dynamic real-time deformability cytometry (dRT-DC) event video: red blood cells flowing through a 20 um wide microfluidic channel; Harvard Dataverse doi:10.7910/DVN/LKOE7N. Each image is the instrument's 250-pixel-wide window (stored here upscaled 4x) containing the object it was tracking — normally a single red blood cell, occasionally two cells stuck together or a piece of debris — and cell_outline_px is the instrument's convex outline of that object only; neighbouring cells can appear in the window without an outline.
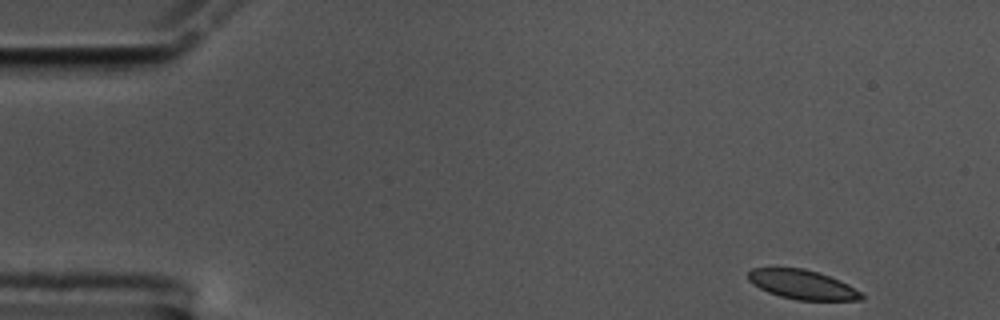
{"species": "common noctule bat (a hibernating species)", "species_latin": "Nyctalus noctula", "temperature_condition": "cold", "stored_images_in_passage": 54, "camera_frame_rate_fps": 3000, "um_per_image_px": 0.085, "animal": {"sex": "male", "body_mass_g": 17.5, "forearm_length_mm": 52.3}, "frame": {"image": 1, "passage_image": 1, "time_ms": 0.0, "image_size_px": [1000, 320], "cell_outline_px": [[864, 300], [796, 300], [780, 296], [768, 292], [752, 284], [748, 280], [748, 272], [752, 268], [804, 268], [840, 280], [848, 284], [860, 292], [864, 296]], "centroid_in_image_um": [68.19, 24.19], "position_along_channel_um": 16.8, "area_um2": 19.25}}
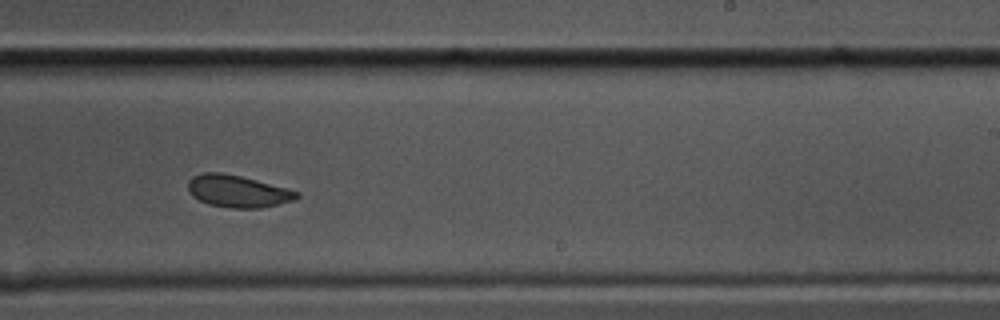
{"frame": {"image": 2, "passage_image": 32, "time_ms": 10.333, "image_size_px": [1000, 320], "cell_outline_px": [[300, 196], [292, 200], [260, 208], [232, 208], [208, 204], [192, 196], [188, 192], [188, 180], [192, 176], [204, 172], [220, 172], [240, 176], [288, 188], [300, 192]], "centroid_in_image_um": [20.18, 16.25], "position_along_channel_um": 268.8, "area_um2": 20.29}}
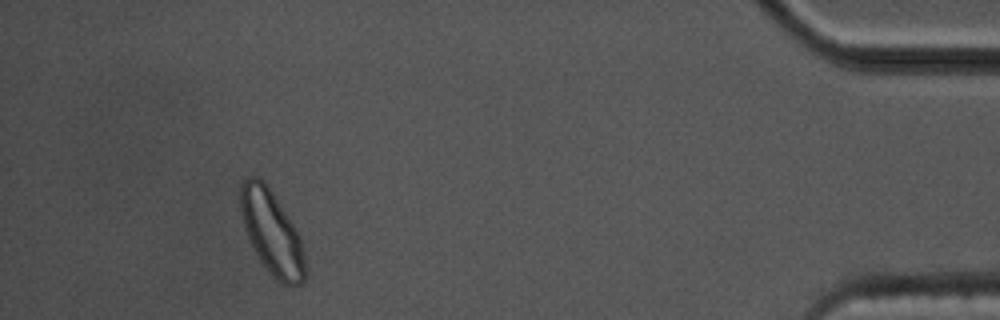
{"frame": {"image": 3, "passage_image": 50, "time_ms": 16.333, "image_size_px": [1000, 320], "cell_outline_px": [[304, 280], [300, 284], [284, 284], [276, 280], [260, 260], [248, 240], [240, 216], [240, 184], [248, 176], [256, 176], [264, 180], [272, 192], [292, 224], [300, 240], [304, 260]], "centroid_in_image_um": [23.03, 19.72], "position_along_channel_um": 412.2, "area_um2": 31.04}, "authors_computed_cell_mechanics": {"area_um2": 20.8369, "velocity_mm_per_s": 3.4132, "shape_relaxation_time_tau1_ms": 4.8587, "shape_relaxation_time_tau2_ms": 3.4882, "deformation_change_tau1": 0.0963, "deformation_change_tau2": 0.078}}